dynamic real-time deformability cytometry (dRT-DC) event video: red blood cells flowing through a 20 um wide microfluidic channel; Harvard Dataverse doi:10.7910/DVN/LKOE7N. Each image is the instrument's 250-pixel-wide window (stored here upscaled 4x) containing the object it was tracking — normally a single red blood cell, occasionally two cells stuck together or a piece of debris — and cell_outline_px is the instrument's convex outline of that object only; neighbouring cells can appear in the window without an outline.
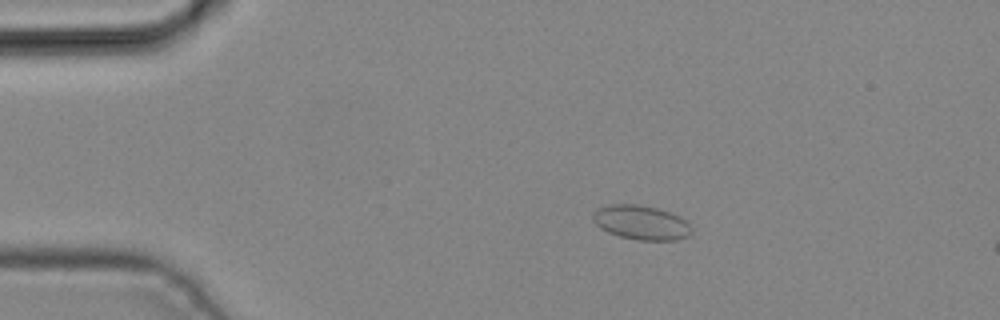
{"species": "common noctule bat (a hibernating species)", "species_latin": "Nyctalus noctula", "temperature_condition": "cold", "stored_images_in_passage": 3, "camera_frame_rate_fps": 3000, "um_per_image_px": 0.085, "animal": {"sex": "male", "body_mass_g": 19.2, "forearm_length_mm": 51.8}, "frame": {"image": 1, "passage_image": 2, "time_ms": 0.333, "image_size_px": [1000, 320], "cell_outline_px": [[692, 232], [688, 236], [676, 240], [640, 240], [620, 236], [608, 232], [600, 228], [592, 220], [592, 212], [596, 208], [612, 204], [640, 204], [656, 208], [680, 216], [692, 228]], "centroid_in_image_um": [54.47, 18.91], "position_along_channel_um": 30.5, "area_um2": 19.77}}